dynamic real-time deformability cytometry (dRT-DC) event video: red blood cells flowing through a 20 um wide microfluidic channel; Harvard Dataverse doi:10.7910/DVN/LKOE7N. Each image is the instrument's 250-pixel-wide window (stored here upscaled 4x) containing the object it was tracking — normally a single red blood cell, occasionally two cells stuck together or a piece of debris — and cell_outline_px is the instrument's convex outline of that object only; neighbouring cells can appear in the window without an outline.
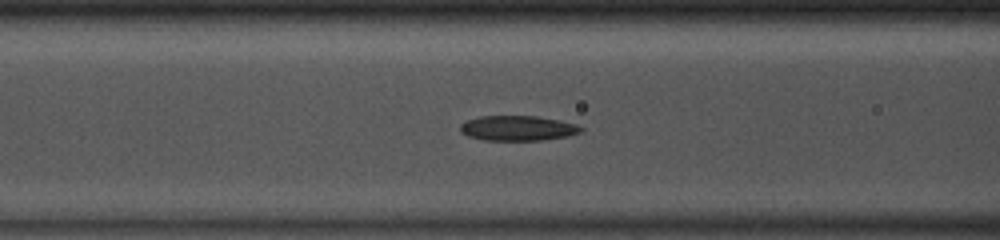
{"species": "common noctule bat (a hibernating species)", "species_latin": "Nyctalus noctula", "temperature_condition": "room temperature", "stored_images_in_passage": 41, "camera_frame_rate_fps": 3000, "um_per_image_px": 0.085, "animal": {"sex": "male", "body_mass_g": 13.0, "forearm_length_mm": 53.1}, "frame": {"image": 1, "passage_image": 11, "time_ms": 3.333, "image_size_px": [1000, 240], "cell_outline_px": [[584, 128], [580, 132], [568, 136], [540, 140], [484, 140], [468, 136], [460, 132], [460, 124], [464, 120], [480, 116], [536, 116], [576, 124]], "centroid_in_image_um": [43.95, 10.89], "position_along_channel_um": 122.6, "area_um2": 17.57}}
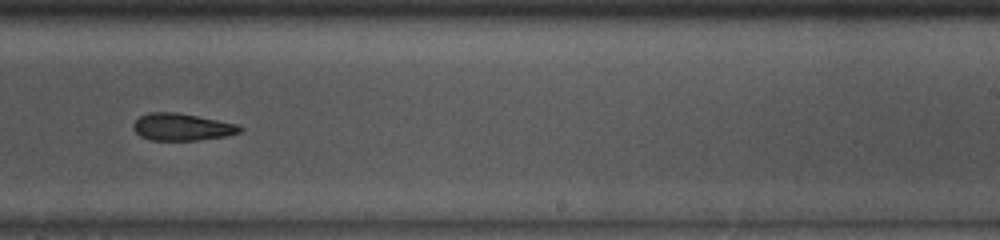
{"frame": {"image": 2, "passage_image": 22, "time_ms": 7.0, "image_size_px": [1000, 240], "cell_outline_px": [[244, 128], [240, 132], [228, 136], [196, 140], [148, 140], [140, 136], [132, 128], [132, 124], [140, 116], [148, 112], [176, 112], [236, 124]], "centroid_in_image_um": [15.43, 10.8], "position_along_channel_um": 273.6, "area_um2": 16.82}}
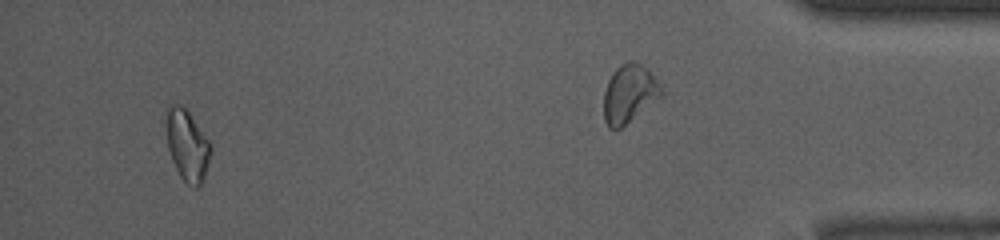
{"frame": {"image": 3, "passage_image": 38, "time_ms": 12.333, "image_size_px": [1000, 240], "cell_outline_px": [[212, 148], [204, 180], [200, 188], [196, 188], [188, 184], [180, 176], [172, 160], [168, 148], [168, 104], [180, 104], [188, 112], [212, 144]], "centroid_in_image_um": [15.96, 12.41], "position_along_channel_um": 419.2, "area_um2": 18.09}, "authors_computed_cell_mechanics": {"area_um2": 17.5134, "velocity_mm_per_s": 4.1159, "shape_relaxation_time_tau1_ms": null, "shape_relaxation_time_tau2_ms": 9.7839, "deformation_change_tau1": null, "deformation_change_tau2": 0.2216}}